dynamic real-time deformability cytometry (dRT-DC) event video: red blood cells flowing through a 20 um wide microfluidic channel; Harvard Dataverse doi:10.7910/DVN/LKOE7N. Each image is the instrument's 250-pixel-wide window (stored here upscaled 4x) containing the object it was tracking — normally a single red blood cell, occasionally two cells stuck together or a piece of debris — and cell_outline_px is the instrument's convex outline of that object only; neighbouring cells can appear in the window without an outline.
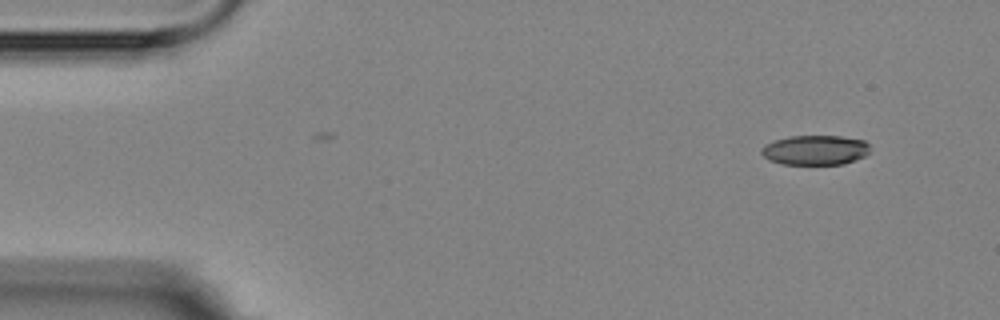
{"species": "Egyptian fruit bat (a non-hibernating species)", "species_latin": "Rousettus aegyptiacus", "temperature_condition": "room temperature", "stored_images_in_passage": 2, "camera_frame_rate_fps": 3000, "um_per_image_px": 0.085, "animal": {"sex": "female"}, "frame": {"image": 1, "passage_image": 2, "time_ms": 2.333, "image_size_px": [1000, 320], "cell_outline_px": [[868, 152], [864, 156], [856, 160], [844, 164], [780, 164], [768, 160], [760, 152], [760, 148], [764, 144], [776, 140], [792, 136], [840, 136], [864, 140], [868, 144]], "centroid_in_image_um": [69.26, 12.76], "position_along_channel_um": 15.7, "area_um2": 18.84}}